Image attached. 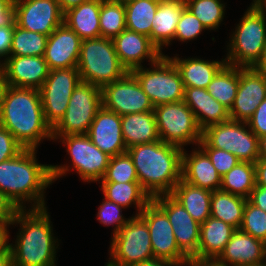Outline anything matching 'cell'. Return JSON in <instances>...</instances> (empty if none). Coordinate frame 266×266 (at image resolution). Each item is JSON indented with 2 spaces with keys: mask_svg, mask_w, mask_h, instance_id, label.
<instances>
[{
  "mask_svg": "<svg viewBox=\"0 0 266 266\" xmlns=\"http://www.w3.org/2000/svg\"><path fill=\"white\" fill-rule=\"evenodd\" d=\"M121 130L127 149L160 140L154 111L121 116Z\"/></svg>",
  "mask_w": 266,
  "mask_h": 266,
  "instance_id": "obj_30",
  "label": "cell"
},
{
  "mask_svg": "<svg viewBox=\"0 0 266 266\" xmlns=\"http://www.w3.org/2000/svg\"><path fill=\"white\" fill-rule=\"evenodd\" d=\"M217 260L226 266L266 264V243L236 229Z\"/></svg>",
  "mask_w": 266,
  "mask_h": 266,
  "instance_id": "obj_22",
  "label": "cell"
},
{
  "mask_svg": "<svg viewBox=\"0 0 266 266\" xmlns=\"http://www.w3.org/2000/svg\"><path fill=\"white\" fill-rule=\"evenodd\" d=\"M247 199L230 192L215 190L212 192L210 216L222 220L239 229L243 220Z\"/></svg>",
  "mask_w": 266,
  "mask_h": 266,
  "instance_id": "obj_33",
  "label": "cell"
},
{
  "mask_svg": "<svg viewBox=\"0 0 266 266\" xmlns=\"http://www.w3.org/2000/svg\"><path fill=\"white\" fill-rule=\"evenodd\" d=\"M132 266H183V265L180 263H176V262L165 260V259L152 258L150 260L143 261V262L134 264Z\"/></svg>",
  "mask_w": 266,
  "mask_h": 266,
  "instance_id": "obj_54",
  "label": "cell"
},
{
  "mask_svg": "<svg viewBox=\"0 0 266 266\" xmlns=\"http://www.w3.org/2000/svg\"><path fill=\"white\" fill-rule=\"evenodd\" d=\"M15 25L0 26V65L10 57ZM3 60H1L2 58Z\"/></svg>",
  "mask_w": 266,
  "mask_h": 266,
  "instance_id": "obj_47",
  "label": "cell"
},
{
  "mask_svg": "<svg viewBox=\"0 0 266 266\" xmlns=\"http://www.w3.org/2000/svg\"><path fill=\"white\" fill-rule=\"evenodd\" d=\"M101 182H138L133 160L128 152L110 158Z\"/></svg>",
  "mask_w": 266,
  "mask_h": 266,
  "instance_id": "obj_40",
  "label": "cell"
},
{
  "mask_svg": "<svg viewBox=\"0 0 266 266\" xmlns=\"http://www.w3.org/2000/svg\"><path fill=\"white\" fill-rule=\"evenodd\" d=\"M247 124L259 139L266 136V98L257 107Z\"/></svg>",
  "mask_w": 266,
  "mask_h": 266,
  "instance_id": "obj_46",
  "label": "cell"
},
{
  "mask_svg": "<svg viewBox=\"0 0 266 266\" xmlns=\"http://www.w3.org/2000/svg\"><path fill=\"white\" fill-rule=\"evenodd\" d=\"M102 106L119 116L154 110L148 95L131 72L102 88Z\"/></svg>",
  "mask_w": 266,
  "mask_h": 266,
  "instance_id": "obj_14",
  "label": "cell"
},
{
  "mask_svg": "<svg viewBox=\"0 0 266 266\" xmlns=\"http://www.w3.org/2000/svg\"><path fill=\"white\" fill-rule=\"evenodd\" d=\"M101 183V190L104 198L110 200L119 206L129 208L132 204L136 207L139 215L147 204L152 200L151 197L144 191L139 182H98Z\"/></svg>",
  "mask_w": 266,
  "mask_h": 266,
  "instance_id": "obj_32",
  "label": "cell"
},
{
  "mask_svg": "<svg viewBox=\"0 0 266 266\" xmlns=\"http://www.w3.org/2000/svg\"><path fill=\"white\" fill-rule=\"evenodd\" d=\"M254 4L266 17V0H257Z\"/></svg>",
  "mask_w": 266,
  "mask_h": 266,
  "instance_id": "obj_60",
  "label": "cell"
},
{
  "mask_svg": "<svg viewBox=\"0 0 266 266\" xmlns=\"http://www.w3.org/2000/svg\"><path fill=\"white\" fill-rule=\"evenodd\" d=\"M112 40L116 54L128 72L142 67L141 63L144 59L152 64L163 55L152 43L150 37L128 29L119 33Z\"/></svg>",
  "mask_w": 266,
  "mask_h": 266,
  "instance_id": "obj_20",
  "label": "cell"
},
{
  "mask_svg": "<svg viewBox=\"0 0 266 266\" xmlns=\"http://www.w3.org/2000/svg\"><path fill=\"white\" fill-rule=\"evenodd\" d=\"M151 68L139 67L131 71L154 107L184 99V85L180 73L168 55H162Z\"/></svg>",
  "mask_w": 266,
  "mask_h": 266,
  "instance_id": "obj_7",
  "label": "cell"
},
{
  "mask_svg": "<svg viewBox=\"0 0 266 266\" xmlns=\"http://www.w3.org/2000/svg\"><path fill=\"white\" fill-rule=\"evenodd\" d=\"M80 81L77 67L49 71L39 93L45 120L51 128L64 116L72 92Z\"/></svg>",
  "mask_w": 266,
  "mask_h": 266,
  "instance_id": "obj_12",
  "label": "cell"
},
{
  "mask_svg": "<svg viewBox=\"0 0 266 266\" xmlns=\"http://www.w3.org/2000/svg\"><path fill=\"white\" fill-rule=\"evenodd\" d=\"M101 0H90L64 12L63 23L82 40L101 37L99 15Z\"/></svg>",
  "mask_w": 266,
  "mask_h": 266,
  "instance_id": "obj_28",
  "label": "cell"
},
{
  "mask_svg": "<svg viewBox=\"0 0 266 266\" xmlns=\"http://www.w3.org/2000/svg\"><path fill=\"white\" fill-rule=\"evenodd\" d=\"M203 30H207L206 27L185 8L178 21L174 39L181 42L191 41L197 39Z\"/></svg>",
  "mask_w": 266,
  "mask_h": 266,
  "instance_id": "obj_43",
  "label": "cell"
},
{
  "mask_svg": "<svg viewBox=\"0 0 266 266\" xmlns=\"http://www.w3.org/2000/svg\"><path fill=\"white\" fill-rule=\"evenodd\" d=\"M183 149L159 140L127 149L137 173L138 182L153 199L171 194L181 180Z\"/></svg>",
  "mask_w": 266,
  "mask_h": 266,
  "instance_id": "obj_4",
  "label": "cell"
},
{
  "mask_svg": "<svg viewBox=\"0 0 266 266\" xmlns=\"http://www.w3.org/2000/svg\"><path fill=\"white\" fill-rule=\"evenodd\" d=\"M167 215L179 249L193 258L198 252L200 224L170 194L152 199Z\"/></svg>",
  "mask_w": 266,
  "mask_h": 266,
  "instance_id": "obj_17",
  "label": "cell"
},
{
  "mask_svg": "<svg viewBox=\"0 0 266 266\" xmlns=\"http://www.w3.org/2000/svg\"><path fill=\"white\" fill-rule=\"evenodd\" d=\"M160 140L184 149V146L202 140L200 130L192 110L182 101L154 107Z\"/></svg>",
  "mask_w": 266,
  "mask_h": 266,
  "instance_id": "obj_10",
  "label": "cell"
},
{
  "mask_svg": "<svg viewBox=\"0 0 266 266\" xmlns=\"http://www.w3.org/2000/svg\"><path fill=\"white\" fill-rule=\"evenodd\" d=\"M160 0H133L125 5L126 29L150 36Z\"/></svg>",
  "mask_w": 266,
  "mask_h": 266,
  "instance_id": "obj_35",
  "label": "cell"
},
{
  "mask_svg": "<svg viewBox=\"0 0 266 266\" xmlns=\"http://www.w3.org/2000/svg\"><path fill=\"white\" fill-rule=\"evenodd\" d=\"M260 156L266 157V136L259 139Z\"/></svg>",
  "mask_w": 266,
  "mask_h": 266,
  "instance_id": "obj_59",
  "label": "cell"
},
{
  "mask_svg": "<svg viewBox=\"0 0 266 266\" xmlns=\"http://www.w3.org/2000/svg\"><path fill=\"white\" fill-rule=\"evenodd\" d=\"M111 240L110 266H132L154 258L148 226L139 215L130 217Z\"/></svg>",
  "mask_w": 266,
  "mask_h": 266,
  "instance_id": "obj_9",
  "label": "cell"
},
{
  "mask_svg": "<svg viewBox=\"0 0 266 266\" xmlns=\"http://www.w3.org/2000/svg\"><path fill=\"white\" fill-rule=\"evenodd\" d=\"M77 69L81 81L101 89L128 73L116 54L113 40L104 37L82 40Z\"/></svg>",
  "mask_w": 266,
  "mask_h": 266,
  "instance_id": "obj_6",
  "label": "cell"
},
{
  "mask_svg": "<svg viewBox=\"0 0 266 266\" xmlns=\"http://www.w3.org/2000/svg\"><path fill=\"white\" fill-rule=\"evenodd\" d=\"M235 230L232 225L210 216L200 224L198 252L193 258L217 259Z\"/></svg>",
  "mask_w": 266,
  "mask_h": 266,
  "instance_id": "obj_27",
  "label": "cell"
},
{
  "mask_svg": "<svg viewBox=\"0 0 266 266\" xmlns=\"http://www.w3.org/2000/svg\"><path fill=\"white\" fill-rule=\"evenodd\" d=\"M266 98V76L254 67H239L238 91L229 118L247 122Z\"/></svg>",
  "mask_w": 266,
  "mask_h": 266,
  "instance_id": "obj_18",
  "label": "cell"
},
{
  "mask_svg": "<svg viewBox=\"0 0 266 266\" xmlns=\"http://www.w3.org/2000/svg\"><path fill=\"white\" fill-rule=\"evenodd\" d=\"M255 185V164L240 161L221 177L220 190L248 199Z\"/></svg>",
  "mask_w": 266,
  "mask_h": 266,
  "instance_id": "obj_36",
  "label": "cell"
},
{
  "mask_svg": "<svg viewBox=\"0 0 266 266\" xmlns=\"http://www.w3.org/2000/svg\"><path fill=\"white\" fill-rule=\"evenodd\" d=\"M254 68L266 76V46L263 50L260 60L254 66Z\"/></svg>",
  "mask_w": 266,
  "mask_h": 266,
  "instance_id": "obj_56",
  "label": "cell"
},
{
  "mask_svg": "<svg viewBox=\"0 0 266 266\" xmlns=\"http://www.w3.org/2000/svg\"><path fill=\"white\" fill-rule=\"evenodd\" d=\"M202 139L212 148L235 155L242 162L254 163L260 156L259 138L247 122L229 119L202 131Z\"/></svg>",
  "mask_w": 266,
  "mask_h": 266,
  "instance_id": "obj_11",
  "label": "cell"
},
{
  "mask_svg": "<svg viewBox=\"0 0 266 266\" xmlns=\"http://www.w3.org/2000/svg\"><path fill=\"white\" fill-rule=\"evenodd\" d=\"M7 87H8V84L6 83L3 77V74L0 72V114H1L3 99H4V95H5Z\"/></svg>",
  "mask_w": 266,
  "mask_h": 266,
  "instance_id": "obj_58",
  "label": "cell"
},
{
  "mask_svg": "<svg viewBox=\"0 0 266 266\" xmlns=\"http://www.w3.org/2000/svg\"><path fill=\"white\" fill-rule=\"evenodd\" d=\"M6 128L24 149H37L42 140L52 139L46 122L39 89L8 86L0 114Z\"/></svg>",
  "mask_w": 266,
  "mask_h": 266,
  "instance_id": "obj_2",
  "label": "cell"
},
{
  "mask_svg": "<svg viewBox=\"0 0 266 266\" xmlns=\"http://www.w3.org/2000/svg\"><path fill=\"white\" fill-rule=\"evenodd\" d=\"M87 1H90V0H58L60 8L63 12H65L69 8L75 7Z\"/></svg>",
  "mask_w": 266,
  "mask_h": 266,
  "instance_id": "obj_55",
  "label": "cell"
},
{
  "mask_svg": "<svg viewBox=\"0 0 266 266\" xmlns=\"http://www.w3.org/2000/svg\"><path fill=\"white\" fill-rule=\"evenodd\" d=\"M14 0H0V26L15 25Z\"/></svg>",
  "mask_w": 266,
  "mask_h": 266,
  "instance_id": "obj_49",
  "label": "cell"
},
{
  "mask_svg": "<svg viewBox=\"0 0 266 266\" xmlns=\"http://www.w3.org/2000/svg\"><path fill=\"white\" fill-rule=\"evenodd\" d=\"M111 2H115V3H122V4H126L130 1H133V0H109Z\"/></svg>",
  "mask_w": 266,
  "mask_h": 266,
  "instance_id": "obj_61",
  "label": "cell"
},
{
  "mask_svg": "<svg viewBox=\"0 0 266 266\" xmlns=\"http://www.w3.org/2000/svg\"><path fill=\"white\" fill-rule=\"evenodd\" d=\"M239 229L266 243V212L247 200Z\"/></svg>",
  "mask_w": 266,
  "mask_h": 266,
  "instance_id": "obj_41",
  "label": "cell"
},
{
  "mask_svg": "<svg viewBox=\"0 0 266 266\" xmlns=\"http://www.w3.org/2000/svg\"><path fill=\"white\" fill-rule=\"evenodd\" d=\"M59 142L66 146L70 155L71 166L85 182H100L103 178L111 156L102 152L87 134L60 136Z\"/></svg>",
  "mask_w": 266,
  "mask_h": 266,
  "instance_id": "obj_13",
  "label": "cell"
},
{
  "mask_svg": "<svg viewBox=\"0 0 266 266\" xmlns=\"http://www.w3.org/2000/svg\"><path fill=\"white\" fill-rule=\"evenodd\" d=\"M183 102L192 110L201 131L230 119L229 110L205 88H184Z\"/></svg>",
  "mask_w": 266,
  "mask_h": 266,
  "instance_id": "obj_25",
  "label": "cell"
},
{
  "mask_svg": "<svg viewBox=\"0 0 266 266\" xmlns=\"http://www.w3.org/2000/svg\"><path fill=\"white\" fill-rule=\"evenodd\" d=\"M82 39L64 23L47 40L44 54L50 70L77 67Z\"/></svg>",
  "mask_w": 266,
  "mask_h": 266,
  "instance_id": "obj_21",
  "label": "cell"
},
{
  "mask_svg": "<svg viewBox=\"0 0 266 266\" xmlns=\"http://www.w3.org/2000/svg\"><path fill=\"white\" fill-rule=\"evenodd\" d=\"M28 208L19 209L10 223L20 224L15 244L10 243L13 266H57L59 242L53 234L47 207Z\"/></svg>",
  "mask_w": 266,
  "mask_h": 266,
  "instance_id": "obj_3",
  "label": "cell"
},
{
  "mask_svg": "<svg viewBox=\"0 0 266 266\" xmlns=\"http://www.w3.org/2000/svg\"><path fill=\"white\" fill-rule=\"evenodd\" d=\"M102 107V89L80 81L70 97L67 110L52 128V139L60 136L87 134L97 111Z\"/></svg>",
  "mask_w": 266,
  "mask_h": 266,
  "instance_id": "obj_8",
  "label": "cell"
},
{
  "mask_svg": "<svg viewBox=\"0 0 266 266\" xmlns=\"http://www.w3.org/2000/svg\"><path fill=\"white\" fill-rule=\"evenodd\" d=\"M92 143L113 157L127 152L121 130V116L103 106L97 111L87 133Z\"/></svg>",
  "mask_w": 266,
  "mask_h": 266,
  "instance_id": "obj_23",
  "label": "cell"
},
{
  "mask_svg": "<svg viewBox=\"0 0 266 266\" xmlns=\"http://www.w3.org/2000/svg\"><path fill=\"white\" fill-rule=\"evenodd\" d=\"M139 216L148 226L153 257L184 265L189 258L177 246L172 225L166 213L151 200Z\"/></svg>",
  "mask_w": 266,
  "mask_h": 266,
  "instance_id": "obj_15",
  "label": "cell"
},
{
  "mask_svg": "<svg viewBox=\"0 0 266 266\" xmlns=\"http://www.w3.org/2000/svg\"><path fill=\"white\" fill-rule=\"evenodd\" d=\"M182 151L181 179L191 185L209 190H219L221 176L212 165L208 155L198 146L191 154Z\"/></svg>",
  "mask_w": 266,
  "mask_h": 266,
  "instance_id": "obj_24",
  "label": "cell"
},
{
  "mask_svg": "<svg viewBox=\"0 0 266 266\" xmlns=\"http://www.w3.org/2000/svg\"><path fill=\"white\" fill-rule=\"evenodd\" d=\"M19 209L0 191V223L10 224Z\"/></svg>",
  "mask_w": 266,
  "mask_h": 266,
  "instance_id": "obj_48",
  "label": "cell"
},
{
  "mask_svg": "<svg viewBox=\"0 0 266 266\" xmlns=\"http://www.w3.org/2000/svg\"><path fill=\"white\" fill-rule=\"evenodd\" d=\"M178 69L184 88L197 87L207 88L216 73L226 64L225 59L221 61L204 60L201 58H179L169 57Z\"/></svg>",
  "mask_w": 266,
  "mask_h": 266,
  "instance_id": "obj_29",
  "label": "cell"
},
{
  "mask_svg": "<svg viewBox=\"0 0 266 266\" xmlns=\"http://www.w3.org/2000/svg\"><path fill=\"white\" fill-rule=\"evenodd\" d=\"M198 146L208 155L212 165L221 177L240 162L232 153L212 148L203 139L199 142Z\"/></svg>",
  "mask_w": 266,
  "mask_h": 266,
  "instance_id": "obj_44",
  "label": "cell"
},
{
  "mask_svg": "<svg viewBox=\"0 0 266 266\" xmlns=\"http://www.w3.org/2000/svg\"><path fill=\"white\" fill-rule=\"evenodd\" d=\"M97 220L99 223L110 226H115L113 228L112 236L117 234L119 230L129 221L130 218H124L122 214L123 207L119 206L118 204L107 200L106 198L103 199L102 204L98 207Z\"/></svg>",
  "mask_w": 266,
  "mask_h": 266,
  "instance_id": "obj_42",
  "label": "cell"
},
{
  "mask_svg": "<svg viewBox=\"0 0 266 266\" xmlns=\"http://www.w3.org/2000/svg\"><path fill=\"white\" fill-rule=\"evenodd\" d=\"M99 23L101 37L113 39L126 29L125 5L101 0Z\"/></svg>",
  "mask_w": 266,
  "mask_h": 266,
  "instance_id": "obj_39",
  "label": "cell"
},
{
  "mask_svg": "<svg viewBox=\"0 0 266 266\" xmlns=\"http://www.w3.org/2000/svg\"><path fill=\"white\" fill-rule=\"evenodd\" d=\"M247 200L266 212V187L255 185Z\"/></svg>",
  "mask_w": 266,
  "mask_h": 266,
  "instance_id": "obj_50",
  "label": "cell"
},
{
  "mask_svg": "<svg viewBox=\"0 0 266 266\" xmlns=\"http://www.w3.org/2000/svg\"><path fill=\"white\" fill-rule=\"evenodd\" d=\"M0 266H13L10 248L4 254L0 255Z\"/></svg>",
  "mask_w": 266,
  "mask_h": 266,
  "instance_id": "obj_57",
  "label": "cell"
},
{
  "mask_svg": "<svg viewBox=\"0 0 266 266\" xmlns=\"http://www.w3.org/2000/svg\"><path fill=\"white\" fill-rule=\"evenodd\" d=\"M36 153V149H24L0 163V191L18 209H26V203H31V209L45 208V189L71 171L66 164L38 163Z\"/></svg>",
  "mask_w": 266,
  "mask_h": 266,
  "instance_id": "obj_1",
  "label": "cell"
},
{
  "mask_svg": "<svg viewBox=\"0 0 266 266\" xmlns=\"http://www.w3.org/2000/svg\"><path fill=\"white\" fill-rule=\"evenodd\" d=\"M48 36L15 24L10 56H44Z\"/></svg>",
  "mask_w": 266,
  "mask_h": 266,
  "instance_id": "obj_37",
  "label": "cell"
},
{
  "mask_svg": "<svg viewBox=\"0 0 266 266\" xmlns=\"http://www.w3.org/2000/svg\"><path fill=\"white\" fill-rule=\"evenodd\" d=\"M226 266L217 259L189 258L184 266Z\"/></svg>",
  "mask_w": 266,
  "mask_h": 266,
  "instance_id": "obj_53",
  "label": "cell"
},
{
  "mask_svg": "<svg viewBox=\"0 0 266 266\" xmlns=\"http://www.w3.org/2000/svg\"><path fill=\"white\" fill-rule=\"evenodd\" d=\"M230 37L226 64L254 67L266 46V17L255 4L251 3Z\"/></svg>",
  "mask_w": 266,
  "mask_h": 266,
  "instance_id": "obj_5",
  "label": "cell"
},
{
  "mask_svg": "<svg viewBox=\"0 0 266 266\" xmlns=\"http://www.w3.org/2000/svg\"><path fill=\"white\" fill-rule=\"evenodd\" d=\"M9 226L10 224L0 223V255L4 254L9 248ZM8 228V229H7Z\"/></svg>",
  "mask_w": 266,
  "mask_h": 266,
  "instance_id": "obj_52",
  "label": "cell"
},
{
  "mask_svg": "<svg viewBox=\"0 0 266 266\" xmlns=\"http://www.w3.org/2000/svg\"><path fill=\"white\" fill-rule=\"evenodd\" d=\"M185 0H160L153 18L150 40L163 54L162 49L174 40L176 27L183 10Z\"/></svg>",
  "mask_w": 266,
  "mask_h": 266,
  "instance_id": "obj_26",
  "label": "cell"
},
{
  "mask_svg": "<svg viewBox=\"0 0 266 266\" xmlns=\"http://www.w3.org/2000/svg\"><path fill=\"white\" fill-rule=\"evenodd\" d=\"M16 24L49 36L63 24L64 12L58 0H14Z\"/></svg>",
  "mask_w": 266,
  "mask_h": 266,
  "instance_id": "obj_16",
  "label": "cell"
},
{
  "mask_svg": "<svg viewBox=\"0 0 266 266\" xmlns=\"http://www.w3.org/2000/svg\"><path fill=\"white\" fill-rule=\"evenodd\" d=\"M239 85V67L225 64L207 86L210 95L228 110L232 107Z\"/></svg>",
  "mask_w": 266,
  "mask_h": 266,
  "instance_id": "obj_34",
  "label": "cell"
},
{
  "mask_svg": "<svg viewBox=\"0 0 266 266\" xmlns=\"http://www.w3.org/2000/svg\"><path fill=\"white\" fill-rule=\"evenodd\" d=\"M256 185L266 187V157L261 156L255 162Z\"/></svg>",
  "mask_w": 266,
  "mask_h": 266,
  "instance_id": "obj_51",
  "label": "cell"
},
{
  "mask_svg": "<svg viewBox=\"0 0 266 266\" xmlns=\"http://www.w3.org/2000/svg\"><path fill=\"white\" fill-rule=\"evenodd\" d=\"M24 147L14 136L0 125V163L17 156Z\"/></svg>",
  "mask_w": 266,
  "mask_h": 266,
  "instance_id": "obj_45",
  "label": "cell"
},
{
  "mask_svg": "<svg viewBox=\"0 0 266 266\" xmlns=\"http://www.w3.org/2000/svg\"><path fill=\"white\" fill-rule=\"evenodd\" d=\"M50 69L44 56H10L0 65L8 86L39 89Z\"/></svg>",
  "mask_w": 266,
  "mask_h": 266,
  "instance_id": "obj_19",
  "label": "cell"
},
{
  "mask_svg": "<svg viewBox=\"0 0 266 266\" xmlns=\"http://www.w3.org/2000/svg\"><path fill=\"white\" fill-rule=\"evenodd\" d=\"M222 0H185L186 8L195 15L207 30H216L225 17Z\"/></svg>",
  "mask_w": 266,
  "mask_h": 266,
  "instance_id": "obj_38",
  "label": "cell"
},
{
  "mask_svg": "<svg viewBox=\"0 0 266 266\" xmlns=\"http://www.w3.org/2000/svg\"><path fill=\"white\" fill-rule=\"evenodd\" d=\"M170 195L199 224L204 223L210 217L211 191L196 187L181 179L173 188Z\"/></svg>",
  "mask_w": 266,
  "mask_h": 266,
  "instance_id": "obj_31",
  "label": "cell"
}]
</instances>
